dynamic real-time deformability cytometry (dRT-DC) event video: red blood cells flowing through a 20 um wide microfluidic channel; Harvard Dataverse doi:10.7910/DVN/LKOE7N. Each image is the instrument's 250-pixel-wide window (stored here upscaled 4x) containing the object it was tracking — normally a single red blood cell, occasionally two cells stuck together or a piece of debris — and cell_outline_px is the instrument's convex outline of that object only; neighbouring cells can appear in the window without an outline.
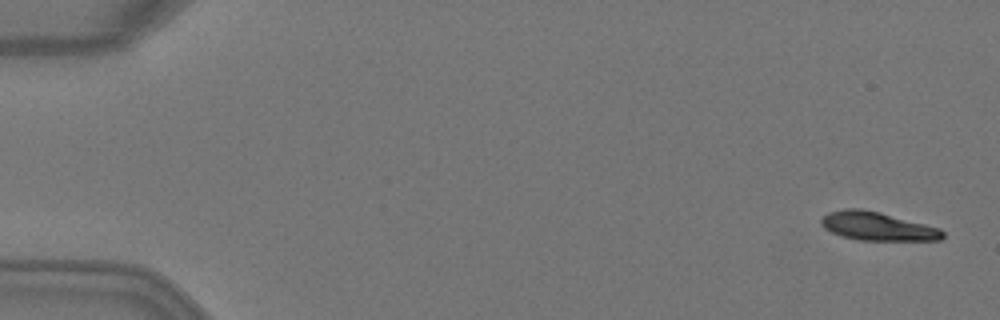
{"species": "Egyptian fruit bat (a non-hibernating species)", "species_latin": "Rousettus aegyptiacus", "temperature_condition": "warm", "stored_images_in_passage": 8, "camera_frame_rate_fps": 3000, "um_per_image_px": 0.085, "animal": {"sex": "female"}, "frame": {"image": 1, "passage_image": 1, "time_ms": 0.0, "image_size_px": [1000, 320], "cell_outline_px": [[944, 236], [940, 240], [856, 240], [832, 232], [824, 228], [820, 224], [820, 220], [828, 212], [844, 208], [860, 208], [880, 212], [940, 228], [944, 232]], "centroid_in_image_um": [74.56, 19.22], "position_along_channel_um": 10.4, "area_um2": 20.11}}
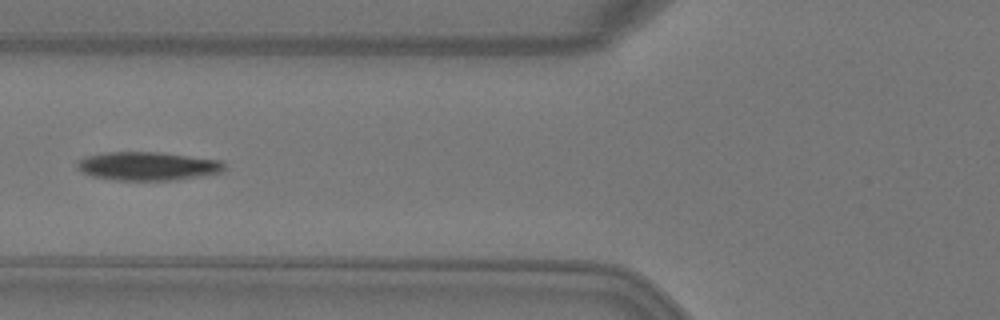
{"frame": {"image": 2, "passage_image": 6, "time_ms": 1.667, "image_size_px": [1000, 320], "cell_outline_px": [[224, 172], [204, 176], [172, 180], [116, 180], [92, 176], [80, 172], [76, 168], [76, 160], [84, 156], [104, 152], [156, 152], [220, 160], [224, 164]], "centroid_in_image_um": [12.5, 14.12], "position_along_channel_um": 113.3, "area_um2": 24.68}}